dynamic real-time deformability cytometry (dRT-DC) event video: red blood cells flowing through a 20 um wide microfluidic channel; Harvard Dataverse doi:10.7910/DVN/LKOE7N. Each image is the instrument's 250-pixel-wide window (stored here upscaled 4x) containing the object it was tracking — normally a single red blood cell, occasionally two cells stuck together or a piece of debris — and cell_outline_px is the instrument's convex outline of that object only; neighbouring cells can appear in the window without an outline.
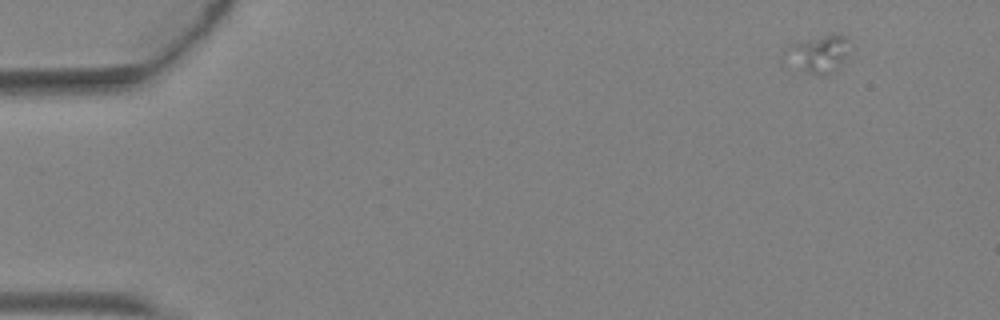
{"species": "Egyptian fruit bat (a non-hibernating species)", "species_latin": "Rousettus aegyptiacus", "temperature_condition": "warm", "stored_images_in_passage": 4, "camera_frame_rate_fps": 3000, "um_per_image_px": 0.085, "animal": {"sex": "female"}, "frame": {"image": 1, "passage_image": 1, "time_ms": 0.0, "image_size_px": [1000, 320], "cell_outline_px": [[852, 40], [840, 64], [832, 72], [824, 76], [820, 76], [808, 72], [788, 52], [788, 48], [792, 44], [836, 32]], "centroid_in_image_um": [69.77, 4.51], "position_along_channel_um": 15.2, "area_um2": 12.72}}